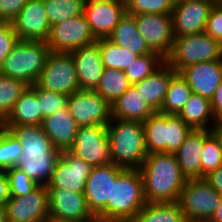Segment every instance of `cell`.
I'll return each mask as SVG.
<instances>
[{
	"label": "cell",
	"instance_id": "3",
	"mask_svg": "<svg viewBox=\"0 0 222 222\" xmlns=\"http://www.w3.org/2000/svg\"><path fill=\"white\" fill-rule=\"evenodd\" d=\"M107 131L112 163L125 169H139L148 155L143 122L111 118Z\"/></svg>",
	"mask_w": 222,
	"mask_h": 222
},
{
	"label": "cell",
	"instance_id": "38",
	"mask_svg": "<svg viewBox=\"0 0 222 222\" xmlns=\"http://www.w3.org/2000/svg\"><path fill=\"white\" fill-rule=\"evenodd\" d=\"M22 152L20 141L0 125V170H8L16 166Z\"/></svg>",
	"mask_w": 222,
	"mask_h": 222
},
{
	"label": "cell",
	"instance_id": "30",
	"mask_svg": "<svg viewBox=\"0 0 222 222\" xmlns=\"http://www.w3.org/2000/svg\"><path fill=\"white\" fill-rule=\"evenodd\" d=\"M132 222H187L178 202H149Z\"/></svg>",
	"mask_w": 222,
	"mask_h": 222
},
{
	"label": "cell",
	"instance_id": "36",
	"mask_svg": "<svg viewBox=\"0 0 222 222\" xmlns=\"http://www.w3.org/2000/svg\"><path fill=\"white\" fill-rule=\"evenodd\" d=\"M222 165V142L214 130H205V143L201 155V179Z\"/></svg>",
	"mask_w": 222,
	"mask_h": 222
},
{
	"label": "cell",
	"instance_id": "37",
	"mask_svg": "<svg viewBox=\"0 0 222 222\" xmlns=\"http://www.w3.org/2000/svg\"><path fill=\"white\" fill-rule=\"evenodd\" d=\"M165 59L158 53L139 56L133 63L124 71L125 76L131 84L141 81L155 72Z\"/></svg>",
	"mask_w": 222,
	"mask_h": 222
},
{
	"label": "cell",
	"instance_id": "44",
	"mask_svg": "<svg viewBox=\"0 0 222 222\" xmlns=\"http://www.w3.org/2000/svg\"><path fill=\"white\" fill-rule=\"evenodd\" d=\"M28 0H0V22H12Z\"/></svg>",
	"mask_w": 222,
	"mask_h": 222
},
{
	"label": "cell",
	"instance_id": "15",
	"mask_svg": "<svg viewBox=\"0 0 222 222\" xmlns=\"http://www.w3.org/2000/svg\"><path fill=\"white\" fill-rule=\"evenodd\" d=\"M7 222H45L49 218L48 190L39 185L21 197H10L5 204Z\"/></svg>",
	"mask_w": 222,
	"mask_h": 222
},
{
	"label": "cell",
	"instance_id": "33",
	"mask_svg": "<svg viewBox=\"0 0 222 222\" xmlns=\"http://www.w3.org/2000/svg\"><path fill=\"white\" fill-rule=\"evenodd\" d=\"M131 85L124 71L104 68L102 78L95 91L111 105L122 96Z\"/></svg>",
	"mask_w": 222,
	"mask_h": 222
},
{
	"label": "cell",
	"instance_id": "45",
	"mask_svg": "<svg viewBox=\"0 0 222 222\" xmlns=\"http://www.w3.org/2000/svg\"><path fill=\"white\" fill-rule=\"evenodd\" d=\"M204 179L222 196V165L216 170L209 172Z\"/></svg>",
	"mask_w": 222,
	"mask_h": 222
},
{
	"label": "cell",
	"instance_id": "53",
	"mask_svg": "<svg viewBox=\"0 0 222 222\" xmlns=\"http://www.w3.org/2000/svg\"><path fill=\"white\" fill-rule=\"evenodd\" d=\"M92 222H115V221H102V220L96 219V220H94V221H92Z\"/></svg>",
	"mask_w": 222,
	"mask_h": 222
},
{
	"label": "cell",
	"instance_id": "2",
	"mask_svg": "<svg viewBox=\"0 0 222 222\" xmlns=\"http://www.w3.org/2000/svg\"><path fill=\"white\" fill-rule=\"evenodd\" d=\"M139 171L147 203L177 202L187 182L173 153L148 154Z\"/></svg>",
	"mask_w": 222,
	"mask_h": 222
},
{
	"label": "cell",
	"instance_id": "8",
	"mask_svg": "<svg viewBox=\"0 0 222 222\" xmlns=\"http://www.w3.org/2000/svg\"><path fill=\"white\" fill-rule=\"evenodd\" d=\"M222 196L205 179L187 180L178 204L187 222H209Z\"/></svg>",
	"mask_w": 222,
	"mask_h": 222
},
{
	"label": "cell",
	"instance_id": "47",
	"mask_svg": "<svg viewBox=\"0 0 222 222\" xmlns=\"http://www.w3.org/2000/svg\"><path fill=\"white\" fill-rule=\"evenodd\" d=\"M10 198L8 178L6 170H0V206L5 207V204Z\"/></svg>",
	"mask_w": 222,
	"mask_h": 222
},
{
	"label": "cell",
	"instance_id": "28",
	"mask_svg": "<svg viewBox=\"0 0 222 222\" xmlns=\"http://www.w3.org/2000/svg\"><path fill=\"white\" fill-rule=\"evenodd\" d=\"M108 39L138 56L153 53L137 29L135 16L128 13L121 18Z\"/></svg>",
	"mask_w": 222,
	"mask_h": 222
},
{
	"label": "cell",
	"instance_id": "27",
	"mask_svg": "<svg viewBox=\"0 0 222 222\" xmlns=\"http://www.w3.org/2000/svg\"><path fill=\"white\" fill-rule=\"evenodd\" d=\"M43 119L40 115L37 92L32 86H28L0 125L34 126L41 125Z\"/></svg>",
	"mask_w": 222,
	"mask_h": 222
},
{
	"label": "cell",
	"instance_id": "34",
	"mask_svg": "<svg viewBox=\"0 0 222 222\" xmlns=\"http://www.w3.org/2000/svg\"><path fill=\"white\" fill-rule=\"evenodd\" d=\"M28 86L21 80L0 74V123L9 115Z\"/></svg>",
	"mask_w": 222,
	"mask_h": 222
},
{
	"label": "cell",
	"instance_id": "9",
	"mask_svg": "<svg viewBox=\"0 0 222 222\" xmlns=\"http://www.w3.org/2000/svg\"><path fill=\"white\" fill-rule=\"evenodd\" d=\"M35 84L43 90L68 96L79 91L80 87L72 55L51 52Z\"/></svg>",
	"mask_w": 222,
	"mask_h": 222
},
{
	"label": "cell",
	"instance_id": "25",
	"mask_svg": "<svg viewBox=\"0 0 222 222\" xmlns=\"http://www.w3.org/2000/svg\"><path fill=\"white\" fill-rule=\"evenodd\" d=\"M176 73L177 72L165 61L150 76L134 84L143 96L144 101H147L156 112L161 110L168 85Z\"/></svg>",
	"mask_w": 222,
	"mask_h": 222
},
{
	"label": "cell",
	"instance_id": "12",
	"mask_svg": "<svg viewBox=\"0 0 222 222\" xmlns=\"http://www.w3.org/2000/svg\"><path fill=\"white\" fill-rule=\"evenodd\" d=\"M123 169L111 163L94 166L90 171L84 195L89 209L98 220L106 221V205L111 201L112 182H116L117 175Z\"/></svg>",
	"mask_w": 222,
	"mask_h": 222
},
{
	"label": "cell",
	"instance_id": "39",
	"mask_svg": "<svg viewBox=\"0 0 222 222\" xmlns=\"http://www.w3.org/2000/svg\"><path fill=\"white\" fill-rule=\"evenodd\" d=\"M126 13L141 14H172L173 0H125Z\"/></svg>",
	"mask_w": 222,
	"mask_h": 222
},
{
	"label": "cell",
	"instance_id": "26",
	"mask_svg": "<svg viewBox=\"0 0 222 222\" xmlns=\"http://www.w3.org/2000/svg\"><path fill=\"white\" fill-rule=\"evenodd\" d=\"M155 113L134 84L111 104V118L144 122Z\"/></svg>",
	"mask_w": 222,
	"mask_h": 222
},
{
	"label": "cell",
	"instance_id": "48",
	"mask_svg": "<svg viewBox=\"0 0 222 222\" xmlns=\"http://www.w3.org/2000/svg\"><path fill=\"white\" fill-rule=\"evenodd\" d=\"M209 222H222V198H221L220 205L216 209L214 215L211 217Z\"/></svg>",
	"mask_w": 222,
	"mask_h": 222
},
{
	"label": "cell",
	"instance_id": "17",
	"mask_svg": "<svg viewBox=\"0 0 222 222\" xmlns=\"http://www.w3.org/2000/svg\"><path fill=\"white\" fill-rule=\"evenodd\" d=\"M49 218L75 222H92L97 218L88 207L84 193L63 188H47Z\"/></svg>",
	"mask_w": 222,
	"mask_h": 222
},
{
	"label": "cell",
	"instance_id": "22",
	"mask_svg": "<svg viewBox=\"0 0 222 222\" xmlns=\"http://www.w3.org/2000/svg\"><path fill=\"white\" fill-rule=\"evenodd\" d=\"M70 54L74 60L80 90L95 91L104 71L99 44L94 42Z\"/></svg>",
	"mask_w": 222,
	"mask_h": 222
},
{
	"label": "cell",
	"instance_id": "46",
	"mask_svg": "<svg viewBox=\"0 0 222 222\" xmlns=\"http://www.w3.org/2000/svg\"><path fill=\"white\" fill-rule=\"evenodd\" d=\"M212 113L219 121L222 120V81L210 100Z\"/></svg>",
	"mask_w": 222,
	"mask_h": 222
},
{
	"label": "cell",
	"instance_id": "41",
	"mask_svg": "<svg viewBox=\"0 0 222 222\" xmlns=\"http://www.w3.org/2000/svg\"><path fill=\"white\" fill-rule=\"evenodd\" d=\"M6 172L10 197L24 196L39 186L35 181L30 179L25 172L15 166L9 168Z\"/></svg>",
	"mask_w": 222,
	"mask_h": 222
},
{
	"label": "cell",
	"instance_id": "35",
	"mask_svg": "<svg viewBox=\"0 0 222 222\" xmlns=\"http://www.w3.org/2000/svg\"><path fill=\"white\" fill-rule=\"evenodd\" d=\"M52 25L83 14L85 0H43Z\"/></svg>",
	"mask_w": 222,
	"mask_h": 222
},
{
	"label": "cell",
	"instance_id": "52",
	"mask_svg": "<svg viewBox=\"0 0 222 222\" xmlns=\"http://www.w3.org/2000/svg\"><path fill=\"white\" fill-rule=\"evenodd\" d=\"M184 1H191V0H173L174 4L181 3V2H184Z\"/></svg>",
	"mask_w": 222,
	"mask_h": 222
},
{
	"label": "cell",
	"instance_id": "51",
	"mask_svg": "<svg viewBox=\"0 0 222 222\" xmlns=\"http://www.w3.org/2000/svg\"><path fill=\"white\" fill-rule=\"evenodd\" d=\"M45 222H75V221L57 220L54 218H48Z\"/></svg>",
	"mask_w": 222,
	"mask_h": 222
},
{
	"label": "cell",
	"instance_id": "7",
	"mask_svg": "<svg viewBox=\"0 0 222 222\" xmlns=\"http://www.w3.org/2000/svg\"><path fill=\"white\" fill-rule=\"evenodd\" d=\"M222 59V45L205 32L175 37L165 61L176 71L205 61Z\"/></svg>",
	"mask_w": 222,
	"mask_h": 222
},
{
	"label": "cell",
	"instance_id": "16",
	"mask_svg": "<svg viewBox=\"0 0 222 222\" xmlns=\"http://www.w3.org/2000/svg\"><path fill=\"white\" fill-rule=\"evenodd\" d=\"M91 169L92 166L89 163L75 156L69 150L61 151L46 187L84 193Z\"/></svg>",
	"mask_w": 222,
	"mask_h": 222
},
{
	"label": "cell",
	"instance_id": "21",
	"mask_svg": "<svg viewBox=\"0 0 222 222\" xmlns=\"http://www.w3.org/2000/svg\"><path fill=\"white\" fill-rule=\"evenodd\" d=\"M195 94L211 100L222 81V59L196 63L180 72Z\"/></svg>",
	"mask_w": 222,
	"mask_h": 222
},
{
	"label": "cell",
	"instance_id": "43",
	"mask_svg": "<svg viewBox=\"0 0 222 222\" xmlns=\"http://www.w3.org/2000/svg\"><path fill=\"white\" fill-rule=\"evenodd\" d=\"M205 33L222 45V2L215 3L208 16Z\"/></svg>",
	"mask_w": 222,
	"mask_h": 222
},
{
	"label": "cell",
	"instance_id": "23",
	"mask_svg": "<svg viewBox=\"0 0 222 222\" xmlns=\"http://www.w3.org/2000/svg\"><path fill=\"white\" fill-rule=\"evenodd\" d=\"M41 126L59 151L69 150L73 146L78 125L70 115L67 106L55 114L45 117Z\"/></svg>",
	"mask_w": 222,
	"mask_h": 222
},
{
	"label": "cell",
	"instance_id": "1",
	"mask_svg": "<svg viewBox=\"0 0 222 222\" xmlns=\"http://www.w3.org/2000/svg\"><path fill=\"white\" fill-rule=\"evenodd\" d=\"M20 141L23 152L16 168L38 185L46 186L61 151L56 149L41 125H1Z\"/></svg>",
	"mask_w": 222,
	"mask_h": 222
},
{
	"label": "cell",
	"instance_id": "24",
	"mask_svg": "<svg viewBox=\"0 0 222 222\" xmlns=\"http://www.w3.org/2000/svg\"><path fill=\"white\" fill-rule=\"evenodd\" d=\"M204 143L205 130H192L174 154L187 180L201 179V155Z\"/></svg>",
	"mask_w": 222,
	"mask_h": 222
},
{
	"label": "cell",
	"instance_id": "18",
	"mask_svg": "<svg viewBox=\"0 0 222 222\" xmlns=\"http://www.w3.org/2000/svg\"><path fill=\"white\" fill-rule=\"evenodd\" d=\"M83 14L97 38H108L126 14L125 0H85Z\"/></svg>",
	"mask_w": 222,
	"mask_h": 222
},
{
	"label": "cell",
	"instance_id": "29",
	"mask_svg": "<svg viewBox=\"0 0 222 222\" xmlns=\"http://www.w3.org/2000/svg\"><path fill=\"white\" fill-rule=\"evenodd\" d=\"M178 116L193 130H214L218 123L212 113L210 99L195 93H192ZM211 122L213 126H210Z\"/></svg>",
	"mask_w": 222,
	"mask_h": 222
},
{
	"label": "cell",
	"instance_id": "10",
	"mask_svg": "<svg viewBox=\"0 0 222 222\" xmlns=\"http://www.w3.org/2000/svg\"><path fill=\"white\" fill-rule=\"evenodd\" d=\"M97 39L84 14H81L52 25L46 43L51 52L70 53Z\"/></svg>",
	"mask_w": 222,
	"mask_h": 222
},
{
	"label": "cell",
	"instance_id": "19",
	"mask_svg": "<svg viewBox=\"0 0 222 222\" xmlns=\"http://www.w3.org/2000/svg\"><path fill=\"white\" fill-rule=\"evenodd\" d=\"M19 40L47 41L51 31L43 0H28L11 22Z\"/></svg>",
	"mask_w": 222,
	"mask_h": 222
},
{
	"label": "cell",
	"instance_id": "20",
	"mask_svg": "<svg viewBox=\"0 0 222 222\" xmlns=\"http://www.w3.org/2000/svg\"><path fill=\"white\" fill-rule=\"evenodd\" d=\"M214 0H191L174 4L172 11L174 36L205 32Z\"/></svg>",
	"mask_w": 222,
	"mask_h": 222
},
{
	"label": "cell",
	"instance_id": "31",
	"mask_svg": "<svg viewBox=\"0 0 222 222\" xmlns=\"http://www.w3.org/2000/svg\"><path fill=\"white\" fill-rule=\"evenodd\" d=\"M193 91L180 73H176L168 85L159 113L178 115L192 95Z\"/></svg>",
	"mask_w": 222,
	"mask_h": 222
},
{
	"label": "cell",
	"instance_id": "6",
	"mask_svg": "<svg viewBox=\"0 0 222 222\" xmlns=\"http://www.w3.org/2000/svg\"><path fill=\"white\" fill-rule=\"evenodd\" d=\"M143 127L148 154H175L193 130L178 115H165L159 112L149 116L143 122Z\"/></svg>",
	"mask_w": 222,
	"mask_h": 222
},
{
	"label": "cell",
	"instance_id": "50",
	"mask_svg": "<svg viewBox=\"0 0 222 222\" xmlns=\"http://www.w3.org/2000/svg\"><path fill=\"white\" fill-rule=\"evenodd\" d=\"M0 222H7L5 208L0 206Z\"/></svg>",
	"mask_w": 222,
	"mask_h": 222
},
{
	"label": "cell",
	"instance_id": "32",
	"mask_svg": "<svg viewBox=\"0 0 222 222\" xmlns=\"http://www.w3.org/2000/svg\"><path fill=\"white\" fill-rule=\"evenodd\" d=\"M96 42L99 44L104 68L125 71L139 57L127 48L113 43L108 38H98Z\"/></svg>",
	"mask_w": 222,
	"mask_h": 222
},
{
	"label": "cell",
	"instance_id": "40",
	"mask_svg": "<svg viewBox=\"0 0 222 222\" xmlns=\"http://www.w3.org/2000/svg\"><path fill=\"white\" fill-rule=\"evenodd\" d=\"M32 87L37 92L40 115L43 118L55 114L67 106L68 95L43 90L36 84L32 85Z\"/></svg>",
	"mask_w": 222,
	"mask_h": 222
},
{
	"label": "cell",
	"instance_id": "4",
	"mask_svg": "<svg viewBox=\"0 0 222 222\" xmlns=\"http://www.w3.org/2000/svg\"><path fill=\"white\" fill-rule=\"evenodd\" d=\"M139 169H123L112 182L111 201L106 205V221L132 222L146 204Z\"/></svg>",
	"mask_w": 222,
	"mask_h": 222
},
{
	"label": "cell",
	"instance_id": "49",
	"mask_svg": "<svg viewBox=\"0 0 222 222\" xmlns=\"http://www.w3.org/2000/svg\"><path fill=\"white\" fill-rule=\"evenodd\" d=\"M214 131L220 137L221 142H222V120L218 121L217 125L214 127Z\"/></svg>",
	"mask_w": 222,
	"mask_h": 222
},
{
	"label": "cell",
	"instance_id": "13",
	"mask_svg": "<svg viewBox=\"0 0 222 222\" xmlns=\"http://www.w3.org/2000/svg\"><path fill=\"white\" fill-rule=\"evenodd\" d=\"M67 107L78 127L108 125L111 105L96 91L79 90L68 96Z\"/></svg>",
	"mask_w": 222,
	"mask_h": 222
},
{
	"label": "cell",
	"instance_id": "54",
	"mask_svg": "<svg viewBox=\"0 0 222 222\" xmlns=\"http://www.w3.org/2000/svg\"><path fill=\"white\" fill-rule=\"evenodd\" d=\"M216 3L222 2V0H214Z\"/></svg>",
	"mask_w": 222,
	"mask_h": 222
},
{
	"label": "cell",
	"instance_id": "14",
	"mask_svg": "<svg viewBox=\"0 0 222 222\" xmlns=\"http://www.w3.org/2000/svg\"><path fill=\"white\" fill-rule=\"evenodd\" d=\"M172 14L134 15L137 29L148 47L164 59L170 54L175 39Z\"/></svg>",
	"mask_w": 222,
	"mask_h": 222
},
{
	"label": "cell",
	"instance_id": "11",
	"mask_svg": "<svg viewBox=\"0 0 222 222\" xmlns=\"http://www.w3.org/2000/svg\"><path fill=\"white\" fill-rule=\"evenodd\" d=\"M69 151L92 167L112 163L107 125L78 127Z\"/></svg>",
	"mask_w": 222,
	"mask_h": 222
},
{
	"label": "cell",
	"instance_id": "5",
	"mask_svg": "<svg viewBox=\"0 0 222 222\" xmlns=\"http://www.w3.org/2000/svg\"><path fill=\"white\" fill-rule=\"evenodd\" d=\"M51 53L45 41L19 40L0 67V74L32 86Z\"/></svg>",
	"mask_w": 222,
	"mask_h": 222
},
{
	"label": "cell",
	"instance_id": "42",
	"mask_svg": "<svg viewBox=\"0 0 222 222\" xmlns=\"http://www.w3.org/2000/svg\"><path fill=\"white\" fill-rule=\"evenodd\" d=\"M19 41L11 22H0V67Z\"/></svg>",
	"mask_w": 222,
	"mask_h": 222
}]
</instances>
